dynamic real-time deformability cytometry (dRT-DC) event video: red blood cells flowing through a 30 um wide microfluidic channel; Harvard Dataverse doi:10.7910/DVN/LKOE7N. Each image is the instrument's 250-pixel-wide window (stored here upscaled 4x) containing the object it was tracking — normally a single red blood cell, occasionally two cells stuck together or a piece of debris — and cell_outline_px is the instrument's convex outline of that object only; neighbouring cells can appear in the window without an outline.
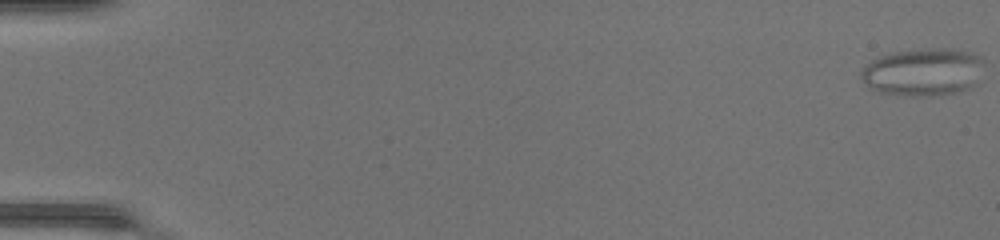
{"species": "common noctule bat (a hibernating species)", "species_latin": "Nyctalus noctula", "temperature_condition": "warm", "stored_images_in_passage": 49, "camera_frame_rate_fps": 3000, "um_per_image_px": 0.085, "animal": {"sex": "female", "body_mass_g": 17.0, "forearm_length_mm": 48.0}, "frame": {"image": 1, "passage_image": 1, "time_ms": 0.0, "image_size_px": [1000, 240], "cell_outline_px": [[984, 64], [980, 84], [972, 88], [960, 92], [932, 96], [908, 96], [880, 92], [868, 88], [860, 76], [860, 72], [872, 60], [880, 56], [892, 52], [920, 48], [952, 48], [972, 52], [980, 56], [984, 60]], "centroid_in_image_um": [78.55, 6.12], "position_along_channel_um": 6.4, "area_um2": 35.14}}
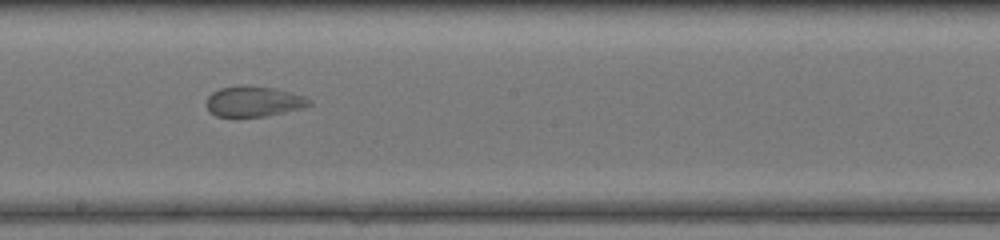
{"frame": {"image": 2, "passage_image": 29, "time_ms": 9.333, "image_size_px": [1000, 240], "cell_outline_px": [[312, 104], [300, 108], [284, 112], [264, 116], [216, 116], [208, 112], [204, 104], [208, 96], [212, 92], [220, 88], [240, 84], [244, 84], [276, 88], [292, 92], [304, 96], [312, 100]], "centroid_in_image_um": [21.52, 8.6], "position_along_channel_um": 226.7, "area_um2": 18.55}}
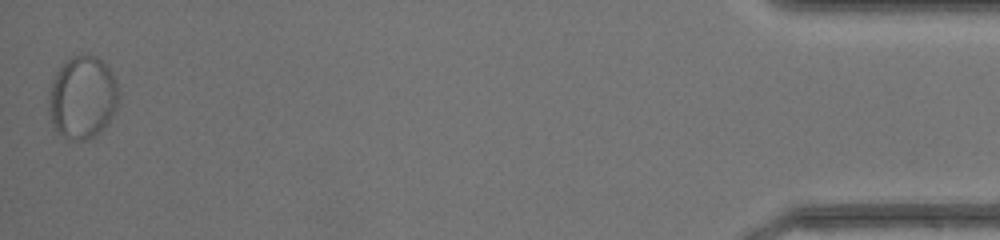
{"frame": {"image": 3, "passage_image": 49, "time_ms": 16.0, "image_size_px": [1000, 240], "cell_outline_px": [[120, 96], [116, 108], [108, 124], [96, 136], [84, 140], [72, 140], [60, 132], [52, 124], [48, 112], [48, 92], [52, 80], [60, 64], [72, 56], [84, 52], [96, 56], [112, 72], [116, 80]], "centroid_in_image_um": [7.01, 8.25], "position_along_channel_um": 428.2, "area_um2": 34.28}}